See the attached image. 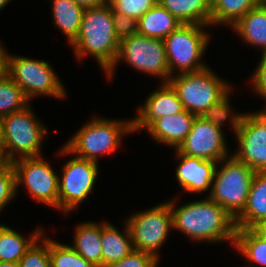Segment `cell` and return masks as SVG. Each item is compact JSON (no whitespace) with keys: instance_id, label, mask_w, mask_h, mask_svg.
<instances>
[{"instance_id":"obj_1","label":"cell","mask_w":266,"mask_h":267,"mask_svg":"<svg viewBox=\"0 0 266 267\" xmlns=\"http://www.w3.org/2000/svg\"><path fill=\"white\" fill-rule=\"evenodd\" d=\"M170 201L173 217V229L180 230L195 241L235 243V219L216 202L207 197L193 201L179 208Z\"/></svg>"},{"instance_id":"obj_2","label":"cell","mask_w":266,"mask_h":267,"mask_svg":"<svg viewBox=\"0 0 266 267\" xmlns=\"http://www.w3.org/2000/svg\"><path fill=\"white\" fill-rule=\"evenodd\" d=\"M120 41L115 35L111 5L86 8L77 38L71 43L78 60L88 53L105 73L113 66Z\"/></svg>"},{"instance_id":"obj_3","label":"cell","mask_w":266,"mask_h":267,"mask_svg":"<svg viewBox=\"0 0 266 267\" xmlns=\"http://www.w3.org/2000/svg\"><path fill=\"white\" fill-rule=\"evenodd\" d=\"M131 132L132 120L113 121L95 116L70 138L59 154H75L76 157L98 162L99 154L115 152L121 144V135Z\"/></svg>"},{"instance_id":"obj_4","label":"cell","mask_w":266,"mask_h":267,"mask_svg":"<svg viewBox=\"0 0 266 267\" xmlns=\"http://www.w3.org/2000/svg\"><path fill=\"white\" fill-rule=\"evenodd\" d=\"M227 159V160H226ZM216 167L208 197L221 205L234 219L244 210L255 171L234 155L224 158Z\"/></svg>"},{"instance_id":"obj_5","label":"cell","mask_w":266,"mask_h":267,"mask_svg":"<svg viewBox=\"0 0 266 267\" xmlns=\"http://www.w3.org/2000/svg\"><path fill=\"white\" fill-rule=\"evenodd\" d=\"M33 114L31 106L28 105L20 111L3 117L1 148L11 162L41 155L40 147L47 135V129Z\"/></svg>"},{"instance_id":"obj_6","label":"cell","mask_w":266,"mask_h":267,"mask_svg":"<svg viewBox=\"0 0 266 267\" xmlns=\"http://www.w3.org/2000/svg\"><path fill=\"white\" fill-rule=\"evenodd\" d=\"M168 83L176 91L184 109L195 116H201L232 88L209 67L194 73H176V76L170 77Z\"/></svg>"},{"instance_id":"obj_7","label":"cell","mask_w":266,"mask_h":267,"mask_svg":"<svg viewBox=\"0 0 266 267\" xmlns=\"http://www.w3.org/2000/svg\"><path fill=\"white\" fill-rule=\"evenodd\" d=\"M206 25L181 24L175 31L163 39L170 70V77L174 70L180 74L194 73L208 68L200 62L207 48L209 35L203 30ZM176 67V68H175Z\"/></svg>"},{"instance_id":"obj_8","label":"cell","mask_w":266,"mask_h":267,"mask_svg":"<svg viewBox=\"0 0 266 267\" xmlns=\"http://www.w3.org/2000/svg\"><path fill=\"white\" fill-rule=\"evenodd\" d=\"M133 68L163 78L164 83L170 79V70L163 39L134 34L120 41L119 50L113 66L106 72L108 79L114 74L120 60Z\"/></svg>"},{"instance_id":"obj_9","label":"cell","mask_w":266,"mask_h":267,"mask_svg":"<svg viewBox=\"0 0 266 267\" xmlns=\"http://www.w3.org/2000/svg\"><path fill=\"white\" fill-rule=\"evenodd\" d=\"M8 75L21 87L29 101L38 95L66 97L62 82L44 60L9 55Z\"/></svg>"},{"instance_id":"obj_10","label":"cell","mask_w":266,"mask_h":267,"mask_svg":"<svg viewBox=\"0 0 266 267\" xmlns=\"http://www.w3.org/2000/svg\"><path fill=\"white\" fill-rule=\"evenodd\" d=\"M133 248L153 254L159 259L158 249L173 228V217L168 201L151 209L135 213L126 220Z\"/></svg>"},{"instance_id":"obj_11","label":"cell","mask_w":266,"mask_h":267,"mask_svg":"<svg viewBox=\"0 0 266 267\" xmlns=\"http://www.w3.org/2000/svg\"><path fill=\"white\" fill-rule=\"evenodd\" d=\"M230 119L239 145L233 155L255 172H266V122L256 112L233 114Z\"/></svg>"},{"instance_id":"obj_12","label":"cell","mask_w":266,"mask_h":267,"mask_svg":"<svg viewBox=\"0 0 266 267\" xmlns=\"http://www.w3.org/2000/svg\"><path fill=\"white\" fill-rule=\"evenodd\" d=\"M16 190L21 183L37 202L59 209V177L50 164L40 157L20 158L12 162Z\"/></svg>"},{"instance_id":"obj_13","label":"cell","mask_w":266,"mask_h":267,"mask_svg":"<svg viewBox=\"0 0 266 267\" xmlns=\"http://www.w3.org/2000/svg\"><path fill=\"white\" fill-rule=\"evenodd\" d=\"M59 178V209L65 214L78 207L94 188L99 173L98 162L75 157L63 166Z\"/></svg>"},{"instance_id":"obj_14","label":"cell","mask_w":266,"mask_h":267,"mask_svg":"<svg viewBox=\"0 0 266 267\" xmlns=\"http://www.w3.org/2000/svg\"><path fill=\"white\" fill-rule=\"evenodd\" d=\"M225 140L222 129L196 116L191 131L175 150L190 157L220 162L228 157Z\"/></svg>"},{"instance_id":"obj_15","label":"cell","mask_w":266,"mask_h":267,"mask_svg":"<svg viewBox=\"0 0 266 267\" xmlns=\"http://www.w3.org/2000/svg\"><path fill=\"white\" fill-rule=\"evenodd\" d=\"M147 97L144 107L138 108V116L132 120L133 132L147 129L155 120L166 115H173L184 110L176 91L169 83Z\"/></svg>"},{"instance_id":"obj_16","label":"cell","mask_w":266,"mask_h":267,"mask_svg":"<svg viewBox=\"0 0 266 267\" xmlns=\"http://www.w3.org/2000/svg\"><path fill=\"white\" fill-rule=\"evenodd\" d=\"M177 158L181 159L176 177L183 190L192 193H202L212 188L215 170L220 162L190 157L176 150Z\"/></svg>"},{"instance_id":"obj_17","label":"cell","mask_w":266,"mask_h":267,"mask_svg":"<svg viewBox=\"0 0 266 267\" xmlns=\"http://www.w3.org/2000/svg\"><path fill=\"white\" fill-rule=\"evenodd\" d=\"M196 116L185 109L155 120L146 130L153 139L177 149L192 129Z\"/></svg>"},{"instance_id":"obj_18","label":"cell","mask_w":266,"mask_h":267,"mask_svg":"<svg viewBox=\"0 0 266 267\" xmlns=\"http://www.w3.org/2000/svg\"><path fill=\"white\" fill-rule=\"evenodd\" d=\"M266 219V172H256L243 212L235 219L237 229H251Z\"/></svg>"},{"instance_id":"obj_19","label":"cell","mask_w":266,"mask_h":267,"mask_svg":"<svg viewBox=\"0 0 266 267\" xmlns=\"http://www.w3.org/2000/svg\"><path fill=\"white\" fill-rule=\"evenodd\" d=\"M181 24L158 2L137 21V33L147 37L164 39Z\"/></svg>"},{"instance_id":"obj_20","label":"cell","mask_w":266,"mask_h":267,"mask_svg":"<svg viewBox=\"0 0 266 267\" xmlns=\"http://www.w3.org/2000/svg\"><path fill=\"white\" fill-rule=\"evenodd\" d=\"M124 228L122 234L110 223L101 224L102 267L121 260L134 249L127 224Z\"/></svg>"},{"instance_id":"obj_21","label":"cell","mask_w":266,"mask_h":267,"mask_svg":"<svg viewBox=\"0 0 266 267\" xmlns=\"http://www.w3.org/2000/svg\"><path fill=\"white\" fill-rule=\"evenodd\" d=\"M234 28V29H233ZM232 29L250 45L261 47L266 53V0L259 6L248 11Z\"/></svg>"},{"instance_id":"obj_22","label":"cell","mask_w":266,"mask_h":267,"mask_svg":"<svg viewBox=\"0 0 266 267\" xmlns=\"http://www.w3.org/2000/svg\"><path fill=\"white\" fill-rule=\"evenodd\" d=\"M182 24L210 26L211 0H158Z\"/></svg>"},{"instance_id":"obj_23","label":"cell","mask_w":266,"mask_h":267,"mask_svg":"<svg viewBox=\"0 0 266 267\" xmlns=\"http://www.w3.org/2000/svg\"><path fill=\"white\" fill-rule=\"evenodd\" d=\"M71 246L88 262L102 267L101 224L85 222L77 225Z\"/></svg>"},{"instance_id":"obj_24","label":"cell","mask_w":266,"mask_h":267,"mask_svg":"<svg viewBox=\"0 0 266 267\" xmlns=\"http://www.w3.org/2000/svg\"><path fill=\"white\" fill-rule=\"evenodd\" d=\"M43 234L44 231L38 228L29 239H26L12 228L0 224V261L18 263Z\"/></svg>"},{"instance_id":"obj_25","label":"cell","mask_w":266,"mask_h":267,"mask_svg":"<svg viewBox=\"0 0 266 267\" xmlns=\"http://www.w3.org/2000/svg\"><path fill=\"white\" fill-rule=\"evenodd\" d=\"M53 23L71 44L78 36L84 8L72 0H52Z\"/></svg>"},{"instance_id":"obj_26","label":"cell","mask_w":266,"mask_h":267,"mask_svg":"<svg viewBox=\"0 0 266 267\" xmlns=\"http://www.w3.org/2000/svg\"><path fill=\"white\" fill-rule=\"evenodd\" d=\"M264 0H211L210 25L226 24L231 27L248 11Z\"/></svg>"},{"instance_id":"obj_27","label":"cell","mask_w":266,"mask_h":267,"mask_svg":"<svg viewBox=\"0 0 266 267\" xmlns=\"http://www.w3.org/2000/svg\"><path fill=\"white\" fill-rule=\"evenodd\" d=\"M234 246L251 263L266 267V239L261 238L252 228L237 229Z\"/></svg>"},{"instance_id":"obj_28","label":"cell","mask_w":266,"mask_h":267,"mask_svg":"<svg viewBox=\"0 0 266 267\" xmlns=\"http://www.w3.org/2000/svg\"><path fill=\"white\" fill-rule=\"evenodd\" d=\"M28 102L21 87L9 75L0 79V116L20 111L30 104Z\"/></svg>"},{"instance_id":"obj_29","label":"cell","mask_w":266,"mask_h":267,"mask_svg":"<svg viewBox=\"0 0 266 267\" xmlns=\"http://www.w3.org/2000/svg\"><path fill=\"white\" fill-rule=\"evenodd\" d=\"M49 250L51 267H97L66 244L49 239Z\"/></svg>"},{"instance_id":"obj_30","label":"cell","mask_w":266,"mask_h":267,"mask_svg":"<svg viewBox=\"0 0 266 267\" xmlns=\"http://www.w3.org/2000/svg\"><path fill=\"white\" fill-rule=\"evenodd\" d=\"M42 240L41 244L38 242ZM38 243V244H37ZM41 245V246H40ZM19 267H51L49 238L36 240L18 262Z\"/></svg>"},{"instance_id":"obj_31","label":"cell","mask_w":266,"mask_h":267,"mask_svg":"<svg viewBox=\"0 0 266 267\" xmlns=\"http://www.w3.org/2000/svg\"><path fill=\"white\" fill-rule=\"evenodd\" d=\"M158 0H116L111 7L123 15L139 20Z\"/></svg>"},{"instance_id":"obj_32","label":"cell","mask_w":266,"mask_h":267,"mask_svg":"<svg viewBox=\"0 0 266 267\" xmlns=\"http://www.w3.org/2000/svg\"><path fill=\"white\" fill-rule=\"evenodd\" d=\"M229 94L230 91L218 102L214 103L209 108H207L201 114V117L204 120L211 122L214 126L222 129L221 125H225L224 121L228 119L231 114Z\"/></svg>"},{"instance_id":"obj_33","label":"cell","mask_w":266,"mask_h":267,"mask_svg":"<svg viewBox=\"0 0 266 267\" xmlns=\"http://www.w3.org/2000/svg\"><path fill=\"white\" fill-rule=\"evenodd\" d=\"M158 260L153 254L133 249L128 255L105 267H157Z\"/></svg>"},{"instance_id":"obj_34","label":"cell","mask_w":266,"mask_h":267,"mask_svg":"<svg viewBox=\"0 0 266 267\" xmlns=\"http://www.w3.org/2000/svg\"><path fill=\"white\" fill-rule=\"evenodd\" d=\"M16 194V174L11 164L5 171L0 172V212Z\"/></svg>"},{"instance_id":"obj_35","label":"cell","mask_w":266,"mask_h":267,"mask_svg":"<svg viewBox=\"0 0 266 267\" xmlns=\"http://www.w3.org/2000/svg\"><path fill=\"white\" fill-rule=\"evenodd\" d=\"M113 26L119 41L137 34V20L112 8Z\"/></svg>"},{"instance_id":"obj_36","label":"cell","mask_w":266,"mask_h":267,"mask_svg":"<svg viewBox=\"0 0 266 267\" xmlns=\"http://www.w3.org/2000/svg\"><path fill=\"white\" fill-rule=\"evenodd\" d=\"M251 79L254 91L266 100V53L262 54L261 61Z\"/></svg>"},{"instance_id":"obj_37","label":"cell","mask_w":266,"mask_h":267,"mask_svg":"<svg viewBox=\"0 0 266 267\" xmlns=\"http://www.w3.org/2000/svg\"><path fill=\"white\" fill-rule=\"evenodd\" d=\"M0 45V79L8 75L9 55Z\"/></svg>"},{"instance_id":"obj_38","label":"cell","mask_w":266,"mask_h":267,"mask_svg":"<svg viewBox=\"0 0 266 267\" xmlns=\"http://www.w3.org/2000/svg\"><path fill=\"white\" fill-rule=\"evenodd\" d=\"M79 6L86 8H93L104 5V0H72Z\"/></svg>"},{"instance_id":"obj_39","label":"cell","mask_w":266,"mask_h":267,"mask_svg":"<svg viewBox=\"0 0 266 267\" xmlns=\"http://www.w3.org/2000/svg\"><path fill=\"white\" fill-rule=\"evenodd\" d=\"M252 229L261 237L266 239V219L259 221Z\"/></svg>"},{"instance_id":"obj_40","label":"cell","mask_w":266,"mask_h":267,"mask_svg":"<svg viewBox=\"0 0 266 267\" xmlns=\"http://www.w3.org/2000/svg\"><path fill=\"white\" fill-rule=\"evenodd\" d=\"M12 162L8 159L6 153L0 148V172L5 171Z\"/></svg>"},{"instance_id":"obj_41","label":"cell","mask_w":266,"mask_h":267,"mask_svg":"<svg viewBox=\"0 0 266 267\" xmlns=\"http://www.w3.org/2000/svg\"><path fill=\"white\" fill-rule=\"evenodd\" d=\"M0 267H19V264L15 263V262H2V261H0Z\"/></svg>"},{"instance_id":"obj_42","label":"cell","mask_w":266,"mask_h":267,"mask_svg":"<svg viewBox=\"0 0 266 267\" xmlns=\"http://www.w3.org/2000/svg\"><path fill=\"white\" fill-rule=\"evenodd\" d=\"M2 138H3V117L0 116V148L2 147Z\"/></svg>"},{"instance_id":"obj_43","label":"cell","mask_w":266,"mask_h":267,"mask_svg":"<svg viewBox=\"0 0 266 267\" xmlns=\"http://www.w3.org/2000/svg\"><path fill=\"white\" fill-rule=\"evenodd\" d=\"M265 122H266V108H265V110L264 111H258V112H256Z\"/></svg>"},{"instance_id":"obj_44","label":"cell","mask_w":266,"mask_h":267,"mask_svg":"<svg viewBox=\"0 0 266 267\" xmlns=\"http://www.w3.org/2000/svg\"><path fill=\"white\" fill-rule=\"evenodd\" d=\"M11 0H0V10L4 8V6L6 4H8V2H10Z\"/></svg>"},{"instance_id":"obj_45","label":"cell","mask_w":266,"mask_h":267,"mask_svg":"<svg viewBox=\"0 0 266 267\" xmlns=\"http://www.w3.org/2000/svg\"><path fill=\"white\" fill-rule=\"evenodd\" d=\"M116 0H104V3L107 5H111L112 3H114Z\"/></svg>"}]
</instances>
